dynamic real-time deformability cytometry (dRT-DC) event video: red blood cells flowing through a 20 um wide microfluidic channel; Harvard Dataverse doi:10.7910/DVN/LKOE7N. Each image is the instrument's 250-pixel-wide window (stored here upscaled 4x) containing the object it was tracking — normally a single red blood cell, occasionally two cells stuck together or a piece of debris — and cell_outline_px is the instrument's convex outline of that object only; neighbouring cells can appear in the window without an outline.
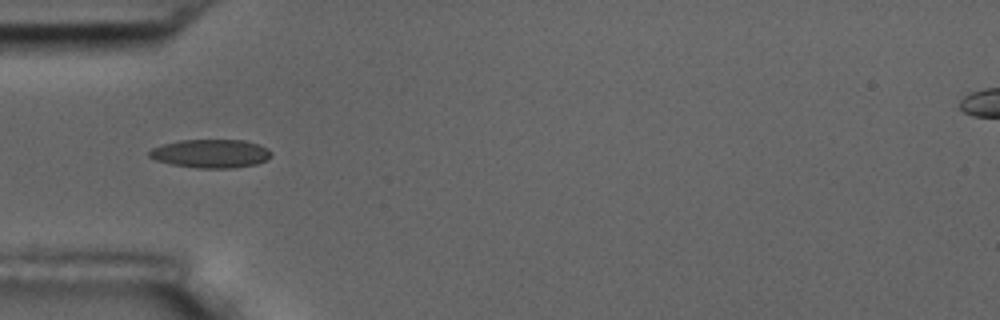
{"species": "common noctule bat (a hibernating species)", "species_latin": "Nyctalus noctula", "temperature_condition": "room temperature", "stored_images_in_passage": 10, "camera_frame_rate_fps": 3000, "um_per_image_px": 0.085, "animal": {"sex": "male", "body_mass_g": 17.5, "forearm_length_mm": 52.3}, "frame": {"image": 1, "passage_image": 5, "time_ms": 4.667, "image_size_px": [1000, 320], "cell_outline_px": [[272, 152], [268, 160], [256, 164], [232, 168], [196, 168], [172, 164], [156, 160], [148, 156], [148, 152], [152, 148], [164, 144], [180, 140], [244, 140], [260, 144], [268, 148]], "centroid_in_image_um": [17.94, 13.05], "position_along_channel_um": 67.1, "area_um2": 20.35}}
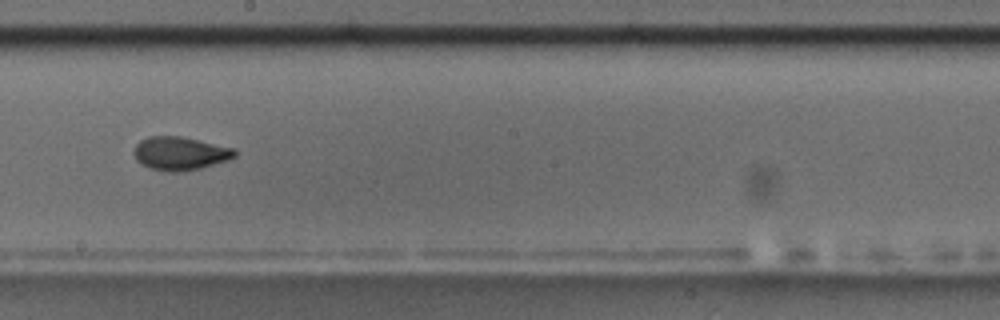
{"frame": {"image": 2, "passage_image": 9, "time_ms": 9.333, "image_size_px": [1000, 320], "cell_outline_px": [[236, 156], [228, 160], [200, 168], [180, 172], [168, 172], [148, 168], [136, 160], [132, 152], [136, 144], [140, 140], [148, 136], [184, 136], [236, 148]], "centroid_in_image_um": [15.3, 13.03], "position_along_channel_um": 232.9, "area_um2": 20.0}}
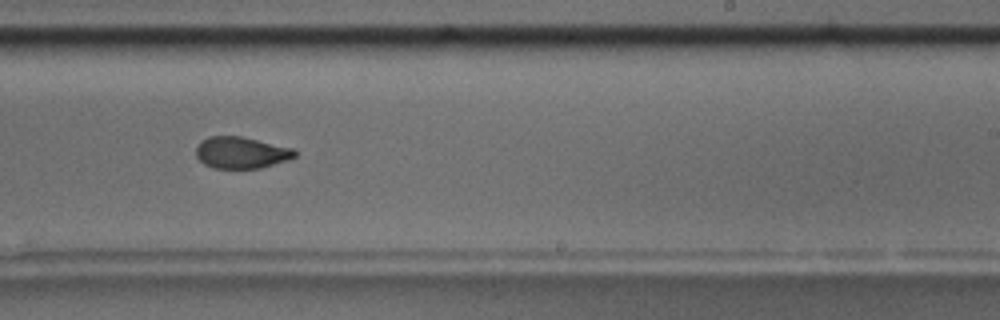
{"frame": {"image": 3, "passage_image": 10, "time_ms": 10.333, "image_size_px": [1000, 320], "cell_outline_px": [[296, 156], [288, 160], [260, 168], [212, 168], [204, 164], [196, 156], [196, 144], [200, 140], [208, 136], [240, 136], [292, 148], [296, 152]], "centroid_in_image_um": [20.45, 12.97], "position_along_channel_um": 268.5, "area_um2": 18.21}}